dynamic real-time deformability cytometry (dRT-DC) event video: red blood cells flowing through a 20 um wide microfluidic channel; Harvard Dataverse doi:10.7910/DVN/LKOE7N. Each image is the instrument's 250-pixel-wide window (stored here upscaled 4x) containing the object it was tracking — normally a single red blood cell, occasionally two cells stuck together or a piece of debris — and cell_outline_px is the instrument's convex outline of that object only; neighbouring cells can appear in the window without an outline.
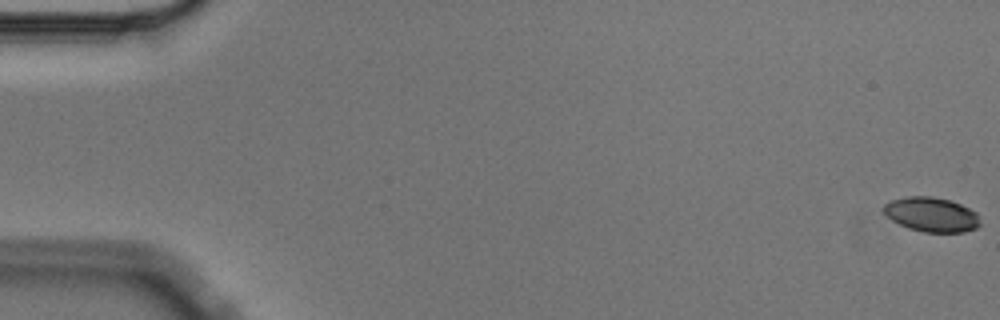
{"species": "Egyptian fruit bat (a non-hibernating species)", "species_latin": "Rousettus aegyptiacus", "temperature_condition": "cold", "stored_images_in_passage": 4, "camera_frame_rate_fps": 3000, "um_per_image_px": 0.085, "animal": {"sex": "male"}, "frame": {"image": 1, "passage_image": 1, "time_ms": 0.0, "image_size_px": [1000, 320], "cell_outline_px": [[980, 224], [976, 228], [964, 232], [924, 232], [908, 228], [892, 220], [884, 212], [884, 204], [892, 200], [908, 196], [932, 196], [948, 200], [960, 204], [976, 212]], "centroid_in_image_um": [79.17, 18.24], "position_along_channel_um": 5.8, "area_um2": 19.19}}